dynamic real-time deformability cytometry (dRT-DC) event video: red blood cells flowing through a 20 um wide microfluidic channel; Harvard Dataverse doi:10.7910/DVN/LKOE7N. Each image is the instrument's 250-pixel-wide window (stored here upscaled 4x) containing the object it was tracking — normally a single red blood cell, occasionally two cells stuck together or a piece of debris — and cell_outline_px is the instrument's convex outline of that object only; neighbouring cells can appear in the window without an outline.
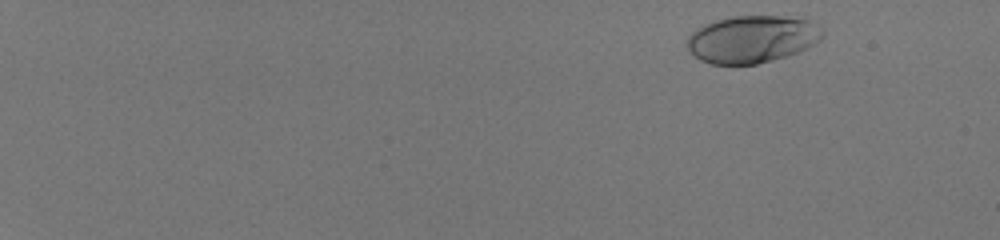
{"species": "human", "species_latin": "Homo sapiens", "temperature_condition": "room temperature", "stored_images_in_passage": 51, "camera_frame_rate_fps": 3000, "um_per_image_px": 0.085, "donor": {"sex": "male"}, "frame": {"image": 1, "passage_image": 3, "time_ms": 0.667, "image_size_px": [1000, 240], "cell_outline_px": [[824, 36], [820, 40], [796, 52], [772, 60], [756, 64], [712, 64], [700, 60], [688, 52], [688, 36], [692, 32], [704, 24], [716, 20], [732, 16], [780, 16], [808, 20], [824, 32]], "centroid_in_image_um": [63.87, 3.33], "position_along_channel_um": 21.1, "area_um2": 36.93}}
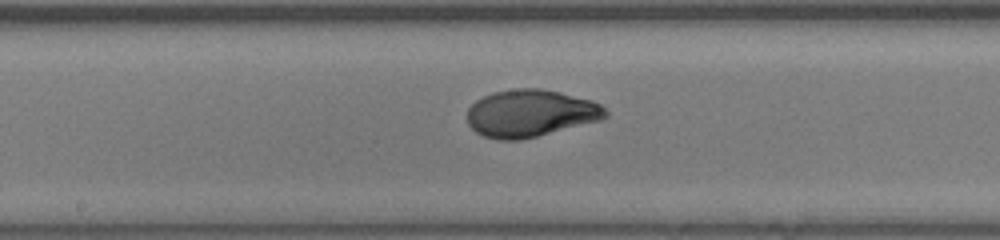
{"frame": {"image": 2, "passage_image": 31, "time_ms": 10.0, "image_size_px": [1000, 240], "cell_outline_px": [[608, 116], [604, 120], [520, 140], [496, 140], [484, 136], [476, 132], [468, 124], [468, 108], [476, 100], [492, 92], [516, 88], [540, 88], [560, 92], [592, 100], [600, 104], [608, 112]], "centroid_in_image_um": [45.12, 9.63], "position_along_channel_um": 203.1, "area_um2": 38.38}}
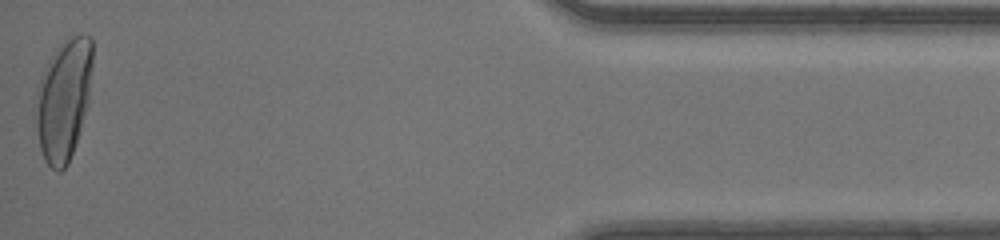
{"frame": {"image": 3, "passage_image": 51, "time_ms": 16.667, "image_size_px": [1000, 240], "cell_outline_px": [[92, 64], [88, 100], [76, 140], [68, 164], [60, 172], [56, 172], [44, 160], [40, 148], [36, 124], [36, 92], [44, 68], [52, 56], [72, 36], [80, 32], [92, 36]], "centroid_in_image_um": [5.4, 8.47], "position_along_channel_um": 429.8, "area_um2": 39.25}, "authors_computed_cell_mechanics": {"area_um2": 36.9342, "velocity_mm_per_s": 4.1953, "shape_relaxation_time_tau1_ms": 3.438, "shape_relaxation_time_tau2_ms": null, "deformation_change_tau1": 0.1962, "deformation_change_tau2": null}}